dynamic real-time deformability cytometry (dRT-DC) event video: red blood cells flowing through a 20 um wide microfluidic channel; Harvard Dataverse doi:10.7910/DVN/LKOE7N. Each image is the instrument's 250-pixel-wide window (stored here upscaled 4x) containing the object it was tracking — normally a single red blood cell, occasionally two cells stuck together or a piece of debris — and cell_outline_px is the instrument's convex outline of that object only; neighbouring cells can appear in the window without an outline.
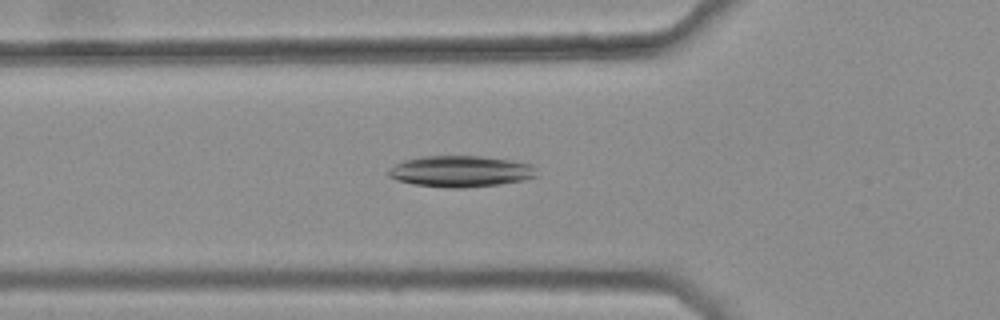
{"species": "common noctule bat (a hibernating species)", "species_latin": "Nyctalus noctula", "temperature_condition": "warm", "stored_images_in_passage": 33, "camera_frame_rate_fps": 3000, "um_per_image_px": 0.085, "animal": {"sex": "female", "body_mass_g": 25.1}, "frame": {"image": 1, "passage_image": 9, "time_ms": 2.667, "image_size_px": [1000, 320], "cell_outline_px": [[540, 176], [524, 180], [500, 184], [464, 188], [448, 188], [412, 184], [396, 180], [388, 176], [388, 172], [396, 164], [404, 160], [420, 156], [480, 156], [508, 160], [532, 164]], "centroid_in_image_um": [39.17, 14.57], "position_along_channel_um": 86.6, "area_um2": 27.11}}
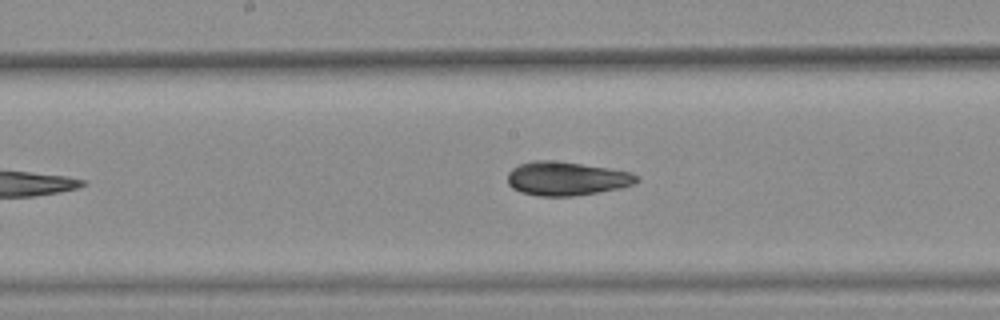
{"frame": {"image": 2, "passage_image": 18, "time_ms": 5.667, "image_size_px": [1000, 320], "cell_outline_px": [[640, 180], [636, 184], [624, 188], [572, 196], [540, 196], [520, 192], [512, 188], [508, 184], [508, 172], [512, 168], [520, 164], [532, 160], [556, 160], [608, 168], [632, 172], [640, 176]], "centroid_in_image_um": [48.19, 15.18], "position_along_channel_um": 200.0, "area_um2": 25.78}}
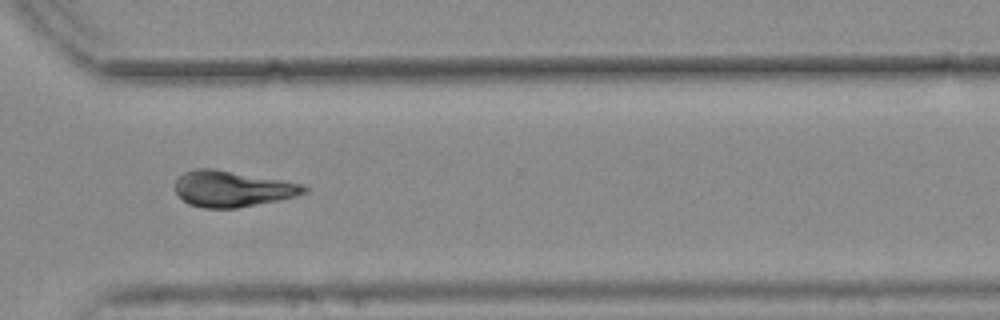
{"frame": {"image": 3, "passage_image": 30, "time_ms": 9.667, "image_size_px": [1000, 320], "cell_outline_px": [[308, 192], [296, 196], [236, 208], [204, 208], [188, 204], [176, 192], [176, 180], [184, 172], [192, 168], [212, 168], [284, 180], [304, 184], [308, 188]], "centroid_in_image_um": [19.76, 16.03], "position_along_channel_um": 350.8, "area_um2": 26.99}, "authors_computed_cell_mechanics": {"area_um2": 26.2412, "velocity_mm_per_s": 3.7643, "shape_relaxation_time_tau1_ms": 3.5693, "shape_relaxation_time_tau2_ms": 6.6872, "deformation_change_tau1": 0.114, "deformation_change_tau2": 0.1835}}